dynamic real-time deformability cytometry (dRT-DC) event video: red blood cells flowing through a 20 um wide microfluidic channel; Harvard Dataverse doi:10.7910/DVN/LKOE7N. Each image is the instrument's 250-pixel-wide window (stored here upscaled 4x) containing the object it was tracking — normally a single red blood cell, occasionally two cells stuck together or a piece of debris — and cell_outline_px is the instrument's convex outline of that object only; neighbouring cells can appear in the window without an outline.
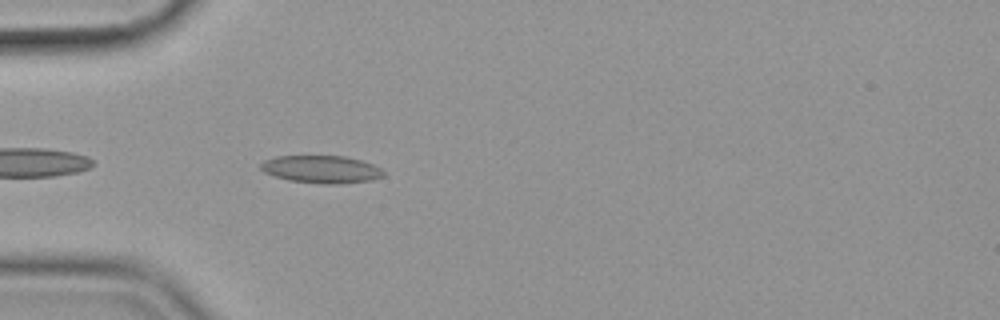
{"species": "common noctule bat (a hibernating species)", "species_latin": "Nyctalus noctula", "temperature_condition": "cold", "stored_images_in_passage": 42, "camera_frame_rate_fps": 3000, "um_per_image_px": 0.085, "animal": {"sex": "female", "body_mass_g": 19.9}, "frame": {"image": 1, "passage_image": 3, "time_ms": 0.667, "image_size_px": [1000, 320], "cell_outline_px": [[384, 176], [372, 180], [336, 184], [324, 184], [288, 180], [264, 172], [260, 168], [260, 164], [264, 160], [276, 156], [344, 156], [360, 160], [372, 164], [380, 168], [384, 172]], "centroid_in_image_um": [27.31, 14.39], "position_along_channel_um": 57.7, "area_um2": 19.65}}
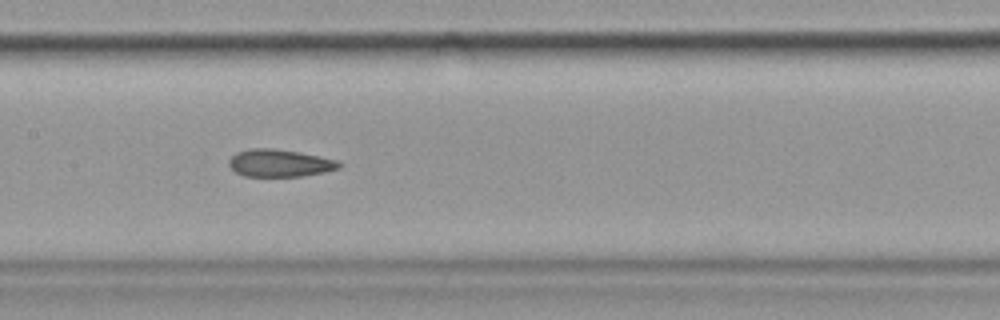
{"frame": {"image": 2, "passage_image": 14, "time_ms": 4.333, "image_size_px": [1000, 320], "cell_outline_px": [[340, 168], [324, 172], [304, 176], [244, 176], [236, 172], [228, 164], [228, 160], [236, 152], [248, 148], [272, 148], [300, 152], [340, 160]], "centroid_in_image_um": [23.78, 13.85], "position_along_channel_um": 183.6, "area_um2": 17.74}}
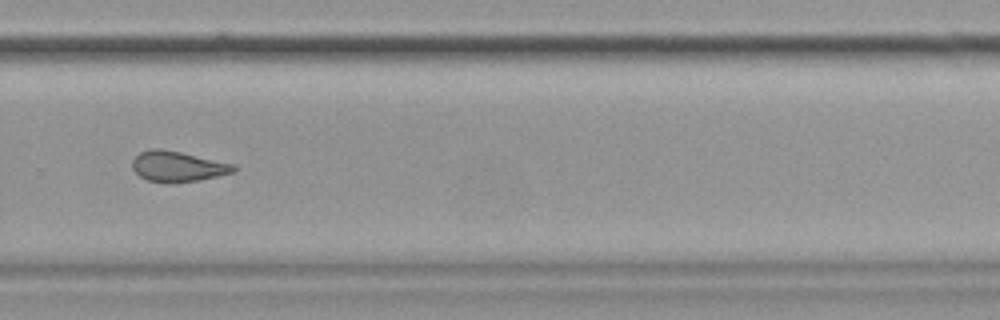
{"frame": {"image": 3, "passage_image": 25, "time_ms": 8.0, "image_size_px": [1000, 320], "cell_outline_px": [[236, 172], [196, 180], [168, 184], [148, 180], [140, 176], [132, 168], [132, 160], [140, 152], [152, 148], [160, 148], [180, 152], [236, 164]], "centroid_in_image_um": [15.1, 14.15], "position_along_channel_um": 314.7, "area_um2": 18.03}, "authors_computed_cell_mechanics": {"area_um2": 18.7561, "velocity_mm_per_s": 3.5843, "shape_relaxation_time_tau1_ms": null, "shape_relaxation_time_tau2_ms": 2.4297, "deformation_change_tau1": null, "deformation_change_tau2": 0.0919}}